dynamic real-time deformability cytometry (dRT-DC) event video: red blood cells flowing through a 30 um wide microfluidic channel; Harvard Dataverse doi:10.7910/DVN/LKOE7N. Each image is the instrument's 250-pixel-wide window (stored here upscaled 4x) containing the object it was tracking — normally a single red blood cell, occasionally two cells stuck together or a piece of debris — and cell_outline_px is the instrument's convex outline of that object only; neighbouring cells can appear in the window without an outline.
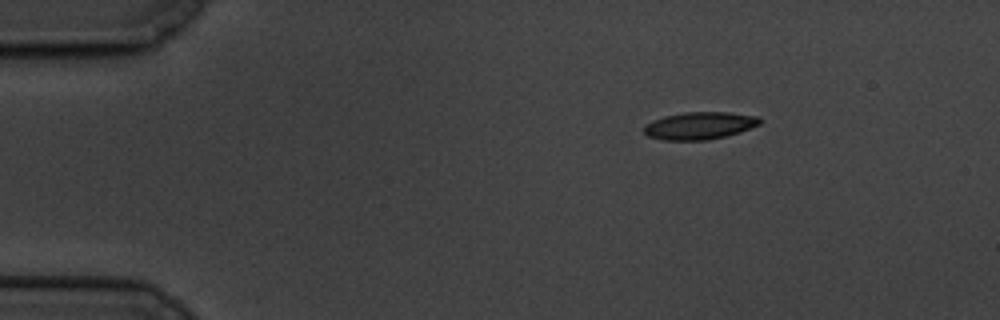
{"species": "common noctule bat (a hibernating species)", "species_latin": "Nyctalus noctula", "temperature_condition": "cold", "stored_images_in_passage": 51, "camera_frame_rate_fps": 3000, "um_per_image_px": 0.085, "animal": {"sex": "male", "body_mass_g": 19.5, "forearm_length_mm": 54.6}, "frame": {"image": 1, "passage_image": 1, "time_ms": 0.0, "image_size_px": [1000, 320], "cell_outline_px": [[760, 124], [740, 132], [708, 140], [664, 140], [648, 136], [644, 132], [644, 124], [652, 120], [664, 116], [684, 112], [728, 112], [760, 116]], "centroid_in_image_um": [59.45, 10.67], "position_along_channel_um": 25.5, "area_um2": 18.55}}
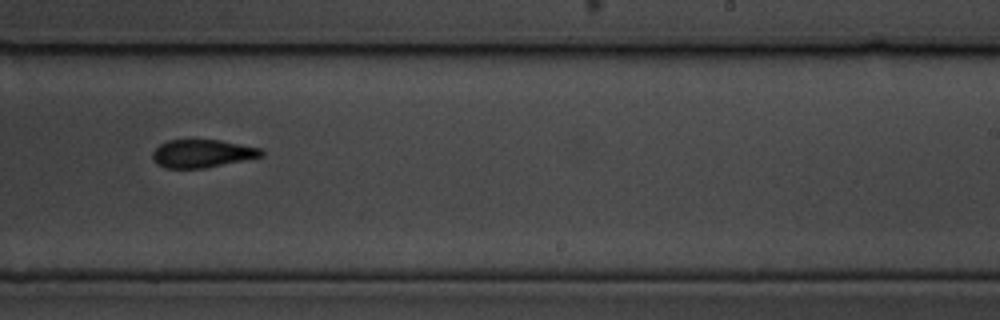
{"frame": {"image": 2, "passage_image": 29, "time_ms": 9.333, "image_size_px": [1000, 320], "cell_outline_px": [[264, 156], [204, 168], [164, 168], [156, 164], [152, 160], [152, 152], [160, 144], [168, 140], [220, 140], [260, 148], [264, 152]], "centroid_in_image_um": [17.16, 13.05], "position_along_channel_um": 271.8, "area_um2": 17.74}}
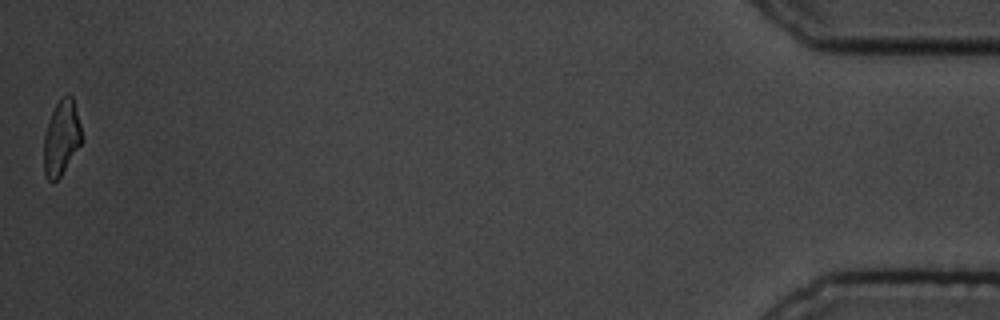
{"frame": {"image": 3, "passage_image": 51, "time_ms": 16.667, "image_size_px": [1000, 320], "cell_outline_px": [[80, 144], [60, 176], [56, 180], [48, 180], [44, 172], [44, 136], [48, 120], [60, 96], [72, 96], [80, 124]], "centroid_in_image_um": [5.19, 11.69], "position_along_channel_um": 430.0, "area_um2": 16.01}, "authors_computed_cell_mechanics": {"area_um2": 18.496, "velocity_mm_per_s": 3.3865, "shape_relaxation_time_tau1_ms": 4.765, "shape_relaxation_time_tau2_ms": 1.9699, "deformation_change_tau1": 0.133, "deformation_change_tau2": 0.0832}}